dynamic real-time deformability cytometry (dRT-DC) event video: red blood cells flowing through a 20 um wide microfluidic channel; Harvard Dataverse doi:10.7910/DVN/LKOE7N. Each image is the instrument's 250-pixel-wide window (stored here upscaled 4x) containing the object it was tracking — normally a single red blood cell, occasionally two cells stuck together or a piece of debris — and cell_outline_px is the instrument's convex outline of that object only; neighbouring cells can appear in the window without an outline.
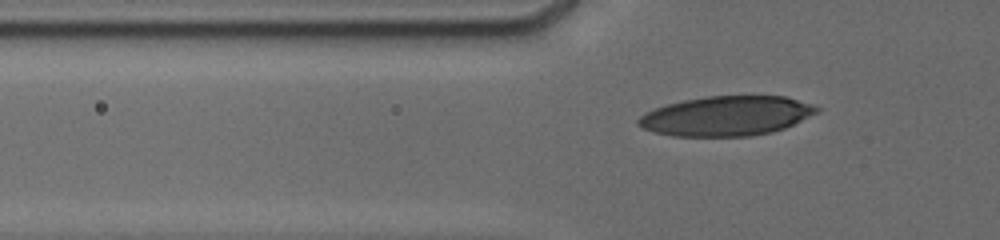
{"species": "human", "species_latin": "Homo sapiens", "temperature_condition": "cold", "stored_images_in_passage": 40, "camera_frame_rate_fps": 3000, "um_per_image_px": 0.085, "donor": {"sex": "male"}, "frame": {"image": 1, "passage_image": 4, "time_ms": 1.0, "image_size_px": [1000, 240], "cell_outline_px": [[820, 112], [784, 128], [772, 132], [748, 136], [672, 136], [656, 132], [644, 128], [636, 124], [636, 120], [644, 112], [668, 104], [684, 100], [708, 96], [784, 96], [812, 104], [820, 108]], "centroid_in_image_um": [61.76, 9.85], "position_along_channel_um": 64.0, "area_um2": 41.15}}
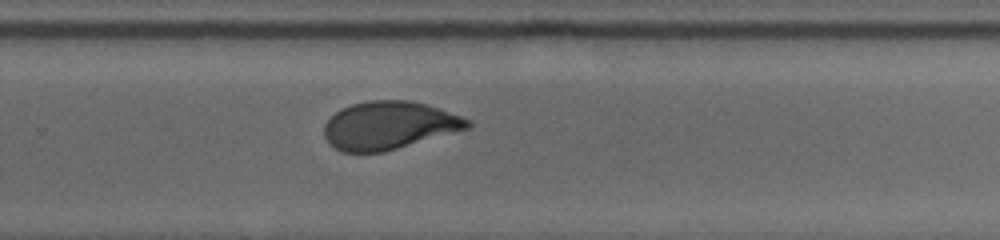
{"frame": {"image": 2, "passage_image": 23, "time_ms": 7.333, "image_size_px": [1000, 240], "cell_outline_px": [[472, 124], [468, 128], [384, 152], [340, 152], [332, 148], [328, 144], [324, 136], [324, 124], [340, 108], [352, 104], [368, 100], [412, 100], [472, 120]], "centroid_in_image_um": [33.0, 10.67], "position_along_channel_um": 296.8, "area_um2": 40.0}}
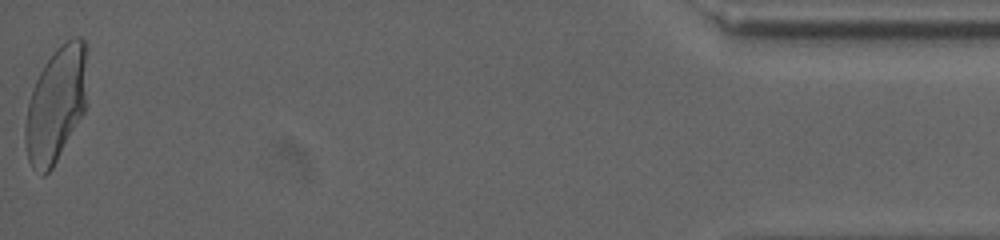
{"frame": {"image": 3, "passage_image": 40, "time_ms": 13.0, "image_size_px": [1000, 240], "cell_outline_px": [[88, 104], [84, 112], [52, 168], [44, 176], [40, 176], [32, 168], [28, 160], [24, 140], [24, 128], [28, 104], [32, 88], [44, 64], [56, 48], [72, 36], [80, 36], [84, 40]], "centroid_in_image_um": [4.76, 8.89], "position_along_channel_um": 430.4, "area_um2": 41.85}, "authors_computed_cell_mechanics": {"area_um2": 40.8646, "velocity_mm_per_s": 3.7842, "shape_relaxation_time_tau1_ms": 6.0725, "shape_relaxation_time_tau2_ms": 1.0973, "deformation_change_tau1": 0.1946, "deformation_change_tau2": 0.0696}}